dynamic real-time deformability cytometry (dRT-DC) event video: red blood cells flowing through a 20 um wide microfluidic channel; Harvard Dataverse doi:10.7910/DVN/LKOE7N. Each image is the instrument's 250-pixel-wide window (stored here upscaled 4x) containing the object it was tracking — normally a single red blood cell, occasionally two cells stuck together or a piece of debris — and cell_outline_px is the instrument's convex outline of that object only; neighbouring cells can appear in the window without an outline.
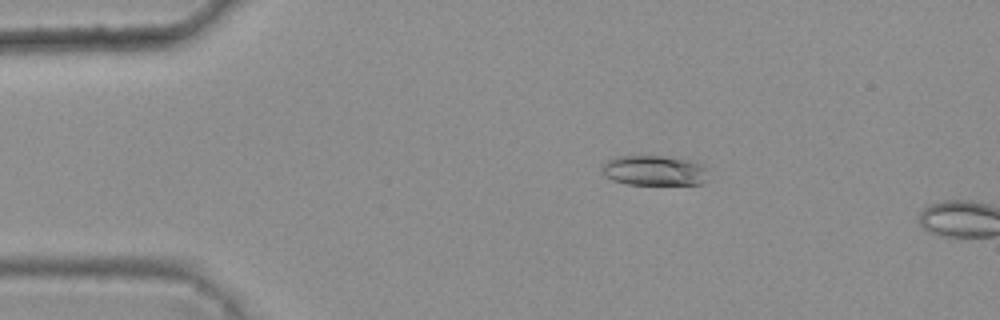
{"species": "common noctule bat (a hibernating species)", "species_latin": "Nyctalus noctula", "temperature_condition": "warm", "stored_images_in_passage": 12, "camera_frame_rate_fps": 3000, "um_per_image_px": 0.085, "animal": {"sex": "female", "body_mass_g": 25.1}, "frame": {"image": 1, "passage_image": 9, "time_ms": 2.667, "image_size_px": [1000, 320], "cell_outline_px": [[712, 180], [700, 184], [628, 184], [612, 180], [604, 176], [600, 172], [600, 168], [604, 160], [616, 156], [672, 156], [692, 160], [700, 164], [704, 168]], "centroid_in_image_um": [55.6, 14.48], "position_along_channel_um": 29.4, "area_um2": 19.25}}